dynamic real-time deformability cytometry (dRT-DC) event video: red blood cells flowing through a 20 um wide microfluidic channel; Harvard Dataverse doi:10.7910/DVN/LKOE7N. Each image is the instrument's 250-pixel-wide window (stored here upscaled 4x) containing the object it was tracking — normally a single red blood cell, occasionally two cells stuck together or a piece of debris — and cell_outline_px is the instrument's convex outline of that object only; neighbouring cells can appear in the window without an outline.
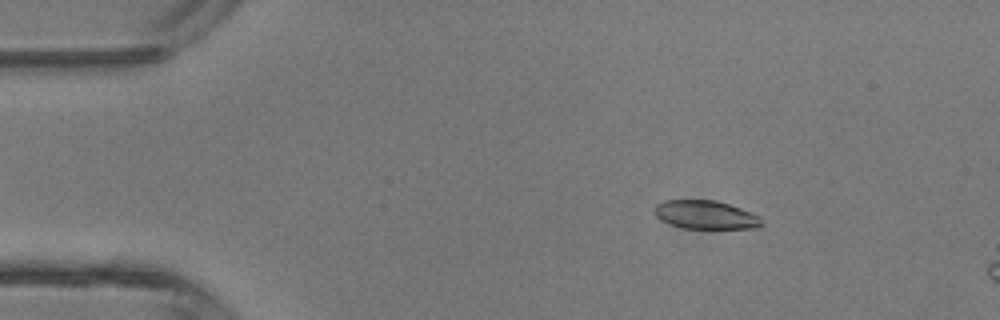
{"species": "common noctule bat (a hibernating species)", "species_latin": "Nyctalus noctula", "temperature_condition": "room temperature", "stored_images_in_passage": 3, "camera_frame_rate_fps": 3000, "um_per_image_px": 0.085, "animal": {"sex": "male", "body_mass_g": 13.3}, "frame": {"image": 1, "passage_image": 1, "time_ms": 0.0, "image_size_px": [1000, 320], "cell_outline_px": [[764, 224], [756, 228], [684, 228], [660, 220], [652, 212], [652, 208], [656, 204], [664, 200], [716, 200], [740, 208], [760, 216]], "centroid_in_image_um": [59.94, 18.25], "position_along_channel_um": 25.1, "area_um2": 17.86}}